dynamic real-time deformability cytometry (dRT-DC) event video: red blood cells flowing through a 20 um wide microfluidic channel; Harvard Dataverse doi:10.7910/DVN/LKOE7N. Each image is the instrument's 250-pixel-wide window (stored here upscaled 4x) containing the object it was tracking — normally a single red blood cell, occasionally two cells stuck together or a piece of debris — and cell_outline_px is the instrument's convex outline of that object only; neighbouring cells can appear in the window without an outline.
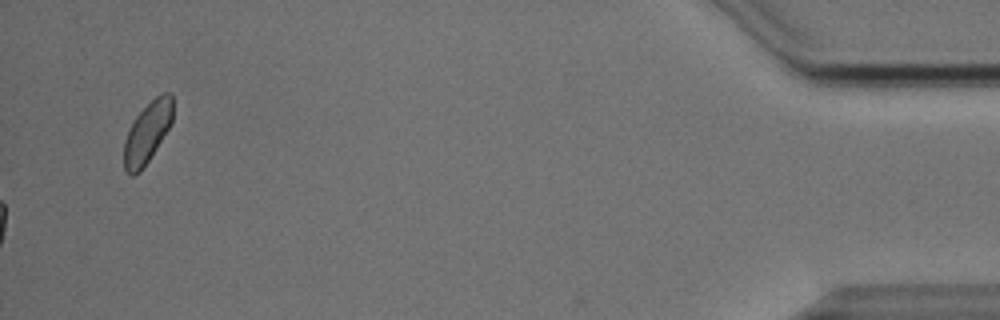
{"species": "Egyptian fruit bat (a non-hibernating species)", "species_latin": "Rousettus aegyptiacus", "temperature_condition": "cold", "stored_images_in_passage": 53, "camera_frame_rate_fps": 3000, "um_per_image_px": 0.085, "animal": {"sex": "male"}, "frame": {"image": 1, "passage_image": 53, "time_ms": 17.333, "image_size_px": [1000, 320], "cell_outline_px": [[172, 124], [140, 172], [132, 176], [124, 168], [124, 140], [136, 116], [156, 96], [164, 92], [172, 92]], "centroid_in_image_um": [12.53, 11.26], "position_along_channel_um": 422.7, "area_um2": 17.05}, "authors_computed_cell_mechanics": {"area_um2": 16.0684, "velocity_mm_per_s": 3.8344, "shape_relaxation_time_tau1_ms": null, "shape_relaxation_time_tau2_ms": 2.5646, "deformation_change_tau1": null, "deformation_change_tau2": 0.06}}